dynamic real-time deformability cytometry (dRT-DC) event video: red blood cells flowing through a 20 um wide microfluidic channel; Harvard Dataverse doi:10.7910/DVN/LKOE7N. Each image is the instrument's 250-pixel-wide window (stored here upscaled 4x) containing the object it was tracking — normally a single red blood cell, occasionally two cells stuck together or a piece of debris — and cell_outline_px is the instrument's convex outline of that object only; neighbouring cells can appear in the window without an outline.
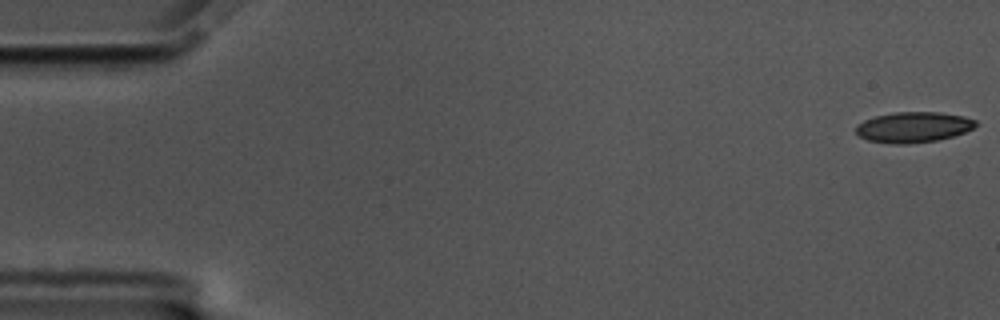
{"species": "common noctule bat (a hibernating species)", "species_latin": "Nyctalus noctula", "temperature_condition": "cold", "stored_images_in_passage": 58, "camera_frame_rate_fps": 3000, "um_per_image_px": 0.085, "animal": {"sex": "male", "body_mass_g": 17.5, "forearm_length_mm": 52.3}, "frame": {"image": 1, "passage_image": 1, "time_ms": 0.0, "image_size_px": [1000, 320], "cell_outline_px": [[976, 124], [972, 128], [964, 132], [952, 136], [936, 140], [908, 144], [892, 144], [868, 140], [860, 136], [856, 132], [856, 124], [864, 120], [876, 116], [896, 112], [940, 112], [964, 116], [976, 120]], "centroid_in_image_um": [77.62, 10.8], "position_along_channel_um": 7.4, "area_um2": 21.21}}
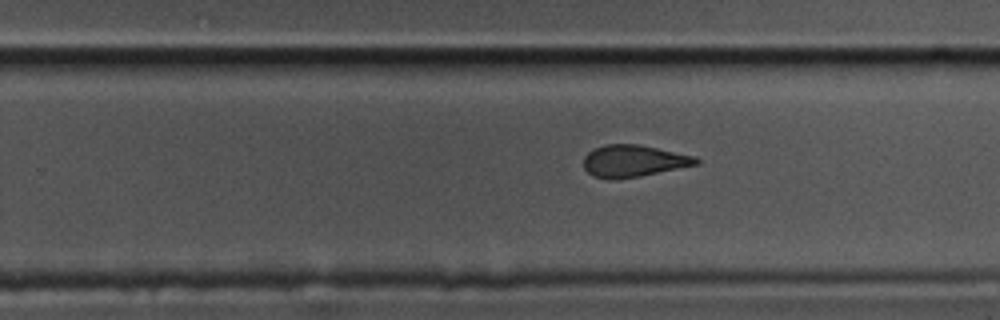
{"frame": {"image": 2, "passage_image": 36, "time_ms": 11.667, "image_size_px": [1000, 320], "cell_outline_px": [[700, 164], [640, 176], [612, 180], [608, 180], [592, 176], [584, 168], [584, 156], [588, 152], [604, 144], [640, 144], [696, 156], [700, 160]], "centroid_in_image_um": [53.86, 13.68], "position_along_channel_um": 275.9, "area_um2": 21.15}}
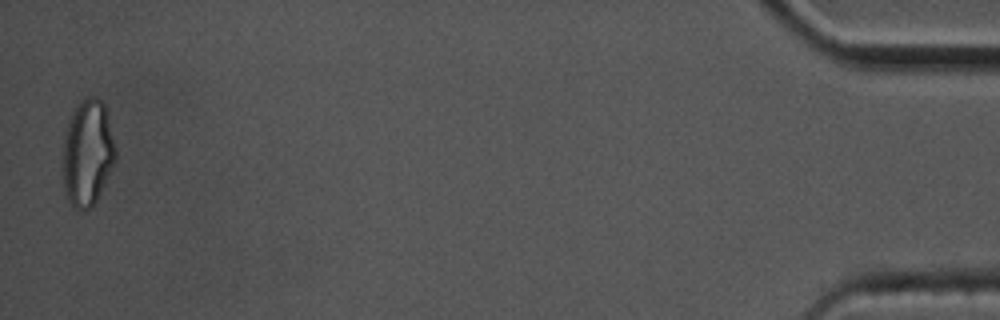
{"frame": {"image": 3, "passage_image": 57, "time_ms": 18.667, "image_size_px": [1000, 320], "cell_outline_px": [[116, 160], [96, 200], [84, 212], [76, 208], [68, 200], [64, 188], [64, 136], [68, 124], [76, 108], [84, 96], [96, 96], [104, 104], [116, 148]], "centroid_in_image_um": [7.46, 12.99], "position_along_channel_um": 427.7, "area_um2": 32.02}, "authors_computed_cell_mechanics": {"area_um2": 22.1085, "velocity_mm_per_s": 3.4925, "shape_relaxation_time_tau1_ms": null, "shape_relaxation_time_tau2_ms": 3.0871, "deformation_change_tau1": null, "deformation_change_tau2": 0.0914}}